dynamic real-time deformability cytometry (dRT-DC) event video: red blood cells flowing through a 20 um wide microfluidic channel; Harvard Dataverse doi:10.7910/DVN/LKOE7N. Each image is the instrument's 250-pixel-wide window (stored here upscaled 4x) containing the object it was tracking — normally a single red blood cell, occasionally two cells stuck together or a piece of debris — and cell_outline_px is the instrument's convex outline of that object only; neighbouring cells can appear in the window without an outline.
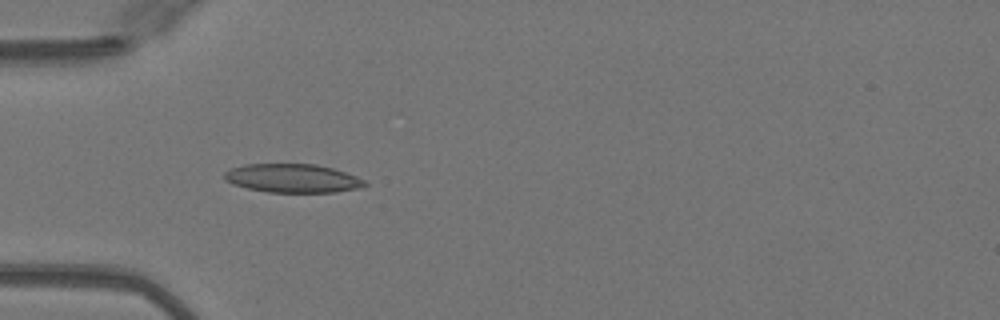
{"species": "Egyptian fruit bat (a non-hibernating species)", "species_latin": "Rousettus aegyptiacus", "temperature_condition": "warm", "stored_images_in_passage": 35, "camera_frame_rate_fps": 3000, "um_per_image_px": 0.085, "animal": {"sex": "female"}, "frame": {"image": 1, "passage_image": 1, "time_ms": 0.0, "image_size_px": [1000, 320], "cell_outline_px": [[368, 184], [360, 188], [336, 192], [268, 192], [248, 188], [232, 184], [224, 180], [224, 172], [232, 168], [244, 164], [316, 164], [332, 168], [356, 176], [364, 180]], "centroid_in_image_um": [24.86, 15.15], "position_along_channel_um": 60.1, "area_um2": 23.41}}
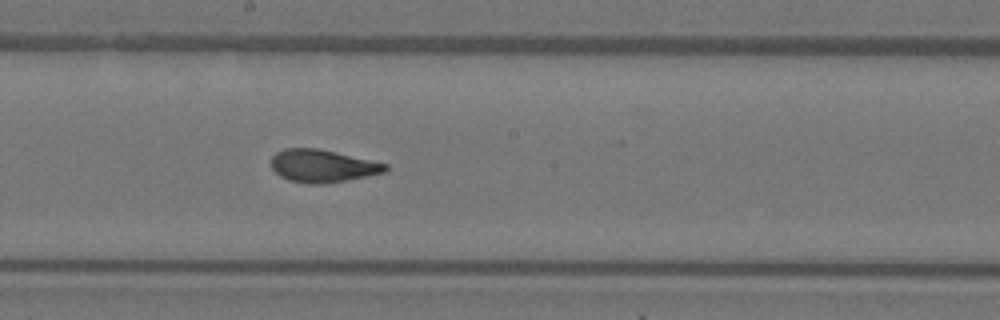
{"frame": {"image": 2, "passage_image": 13, "time_ms": 4.0, "image_size_px": [1000, 320], "cell_outline_px": [[388, 172], [324, 184], [308, 184], [288, 180], [280, 176], [272, 168], [272, 156], [276, 152], [284, 148], [316, 148], [336, 152], [388, 164]], "centroid_in_image_um": [27.42, 14.11], "position_along_channel_um": 220.8, "area_um2": 21.73}}
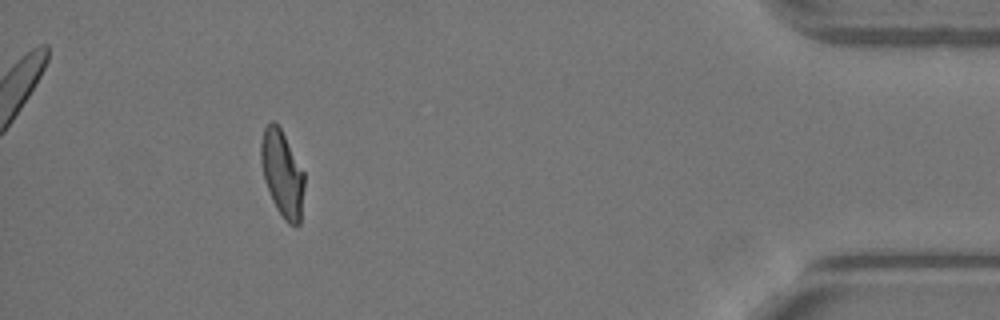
{"frame": {"image": 3, "passage_image": 31, "time_ms": 10.0, "image_size_px": [1000, 320], "cell_outline_px": [[304, 184], [300, 224], [296, 228], [288, 224], [284, 220], [276, 208], [272, 200], [264, 180], [260, 160], [260, 140], [264, 128], [272, 120], [280, 128], [304, 172]], "centroid_in_image_um": [23.98, 14.8], "position_along_channel_um": 411.2, "area_um2": 21.85}, "authors_computed_cell_mechanics": {"area_um2": 22.0218, "velocity_mm_per_s": 4.0936, "shape_relaxation_time_tau1_ms": 4.791, "shape_relaxation_time_tau2_ms": 0.9818, "deformation_change_tau1": 0.1882, "deformation_change_tau2": 0.0733}}